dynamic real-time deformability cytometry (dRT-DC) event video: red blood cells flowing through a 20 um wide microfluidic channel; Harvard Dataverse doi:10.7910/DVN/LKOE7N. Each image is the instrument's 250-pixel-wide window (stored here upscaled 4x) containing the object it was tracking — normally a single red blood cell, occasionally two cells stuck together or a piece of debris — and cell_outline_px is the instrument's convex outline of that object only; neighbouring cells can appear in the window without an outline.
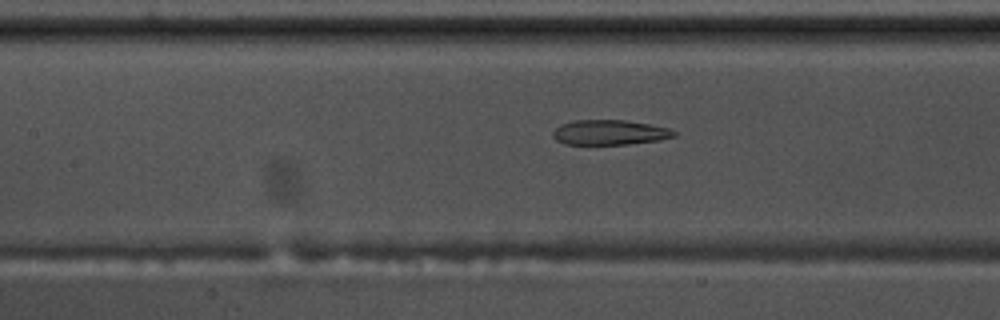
{"species": "common noctule bat (a hibernating species)", "species_latin": "Nyctalus noctula", "temperature_condition": "warm", "stored_images_in_passage": 58, "camera_frame_rate_fps": 3000, "um_per_image_px": 0.085, "animal": {"sex": "male", "body_mass_g": 17.5, "forearm_length_mm": 52.3}, "frame": {"image": 1, "passage_image": 27, "time_ms": 8.667, "image_size_px": [1000, 320], "cell_outline_px": [[676, 136], [660, 140], [628, 144], [564, 144], [556, 140], [552, 136], [552, 132], [556, 128], [564, 124], [576, 120], [624, 120], [648, 124], [668, 128], [676, 132]], "centroid_in_image_um": [51.82, 11.26], "position_along_channel_um": 155.6, "area_um2": 17.46}}
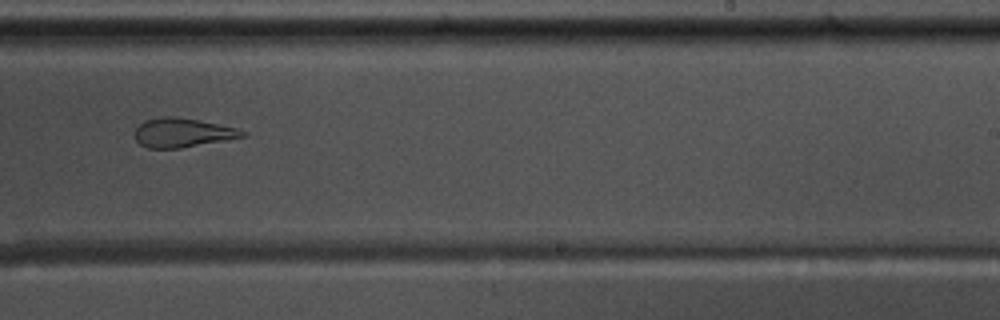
{"frame": {"image": 2, "passage_image": 37, "time_ms": 12.0, "image_size_px": [1000, 320], "cell_outline_px": [[248, 136], [228, 140], [180, 148], [148, 148], [140, 144], [136, 140], [136, 128], [144, 120], [164, 116], [176, 116], [200, 120], [236, 128], [248, 132]], "centroid_in_image_um": [15.56, 11.27], "position_along_channel_um": 273.4, "area_um2": 18.38}}
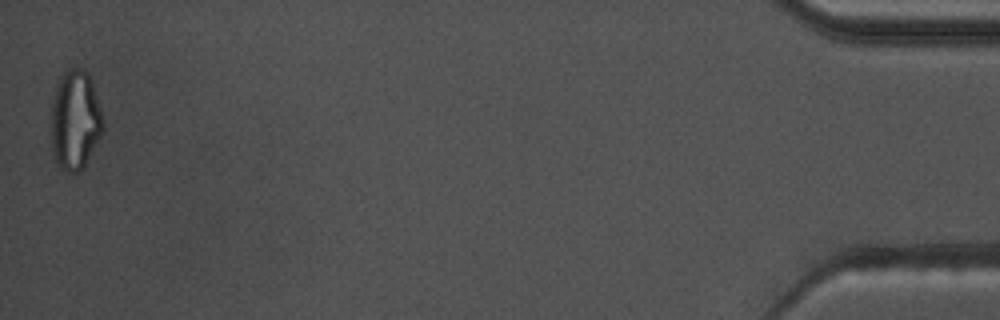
{"frame": {"image": 3, "passage_image": 58, "time_ms": 19.0, "image_size_px": [1000, 320], "cell_outline_px": [[104, 132], [84, 164], [76, 172], [64, 172], [60, 168], [56, 160], [52, 148], [52, 100], [56, 84], [60, 76], [64, 72], [72, 68], [84, 68], [88, 72], [104, 120]], "centroid_in_image_um": [6.39, 10.18], "position_along_channel_um": 428.8, "area_um2": 29.94}, "authors_computed_cell_mechanics": {"area_um2": 23.2356, "velocity_mm_per_s": 3.5493, "shape_relaxation_time_tau1_ms": null, "shape_relaxation_time_tau2_ms": 2.7337, "deformation_change_tau1": null, "deformation_change_tau2": 0.1145}}